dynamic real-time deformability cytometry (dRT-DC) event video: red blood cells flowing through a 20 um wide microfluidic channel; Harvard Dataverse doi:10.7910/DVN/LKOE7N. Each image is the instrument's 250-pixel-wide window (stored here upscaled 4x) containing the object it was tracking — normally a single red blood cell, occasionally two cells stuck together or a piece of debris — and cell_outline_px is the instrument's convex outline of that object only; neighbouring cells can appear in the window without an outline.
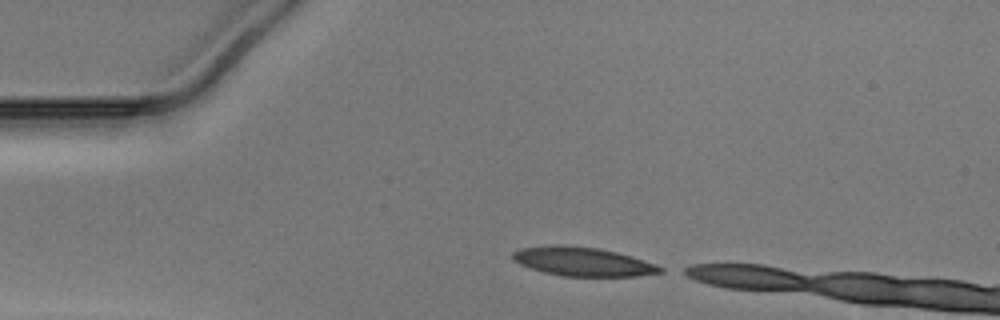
{"species": "Egyptian fruit bat (a non-hibernating species)", "species_latin": "Rousettus aegyptiacus", "temperature_condition": "warm", "stored_images_in_passage": 9, "camera_frame_rate_fps": 3000, "um_per_image_px": 0.085, "animal": {"sex": "male"}, "frame": {"image": 1, "passage_image": 1, "time_ms": 0.0, "image_size_px": [1000, 320], "cell_outline_px": [[664, 272], [640, 276], [564, 276], [544, 272], [520, 264], [512, 260], [512, 252], [520, 248], [552, 244], [560, 244], [600, 248], [632, 256], [656, 264], [664, 268]], "centroid_in_image_um": [49.54, 22.22], "position_along_channel_um": 35.5, "area_um2": 25.03}}
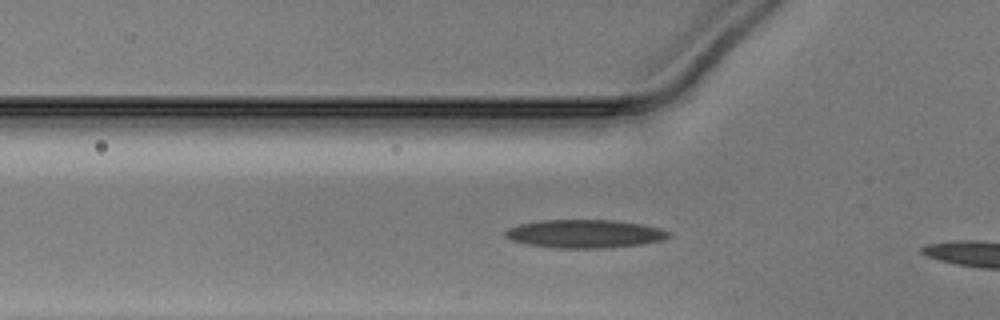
{"frame": {"image": 2, "passage_image": 7, "time_ms": 2.0, "image_size_px": [1000, 320], "cell_outline_px": [[672, 236], [664, 240], [644, 244], [608, 248], [552, 248], [528, 244], [512, 240], [504, 236], [504, 232], [508, 228], [520, 224], [540, 220], [616, 220], [644, 224], [660, 228], [668, 232]], "centroid_in_image_um": [49.74, 19.87], "position_along_channel_um": 76.1, "area_um2": 27.22}}